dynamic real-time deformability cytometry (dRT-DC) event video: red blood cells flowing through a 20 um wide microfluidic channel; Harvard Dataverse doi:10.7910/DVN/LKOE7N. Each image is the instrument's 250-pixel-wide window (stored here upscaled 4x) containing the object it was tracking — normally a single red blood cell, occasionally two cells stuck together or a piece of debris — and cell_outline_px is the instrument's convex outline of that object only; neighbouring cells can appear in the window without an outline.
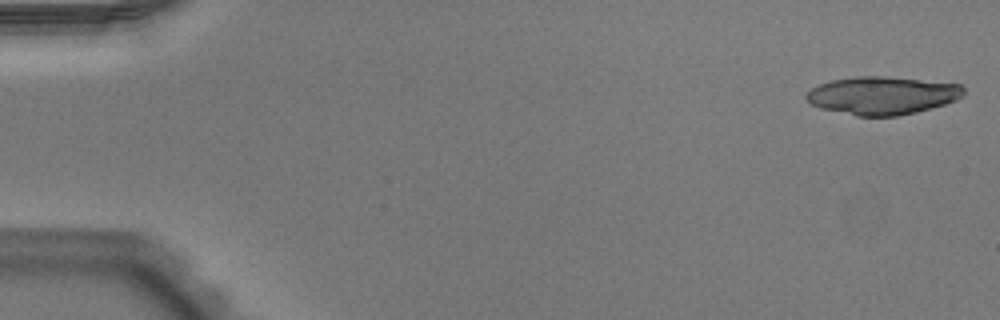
{"species": "Egyptian fruit bat (a non-hibernating species)", "species_latin": "Rousettus aegyptiacus", "temperature_condition": "warm", "stored_images_in_passage": 12, "camera_frame_rate_fps": 3000, "um_per_image_px": 0.085, "animal": {"sex": "male"}, "frame": {"image": 1, "passage_image": 1, "time_ms": 0.0, "image_size_px": [1000, 320], "cell_outline_px": [[964, 96], [956, 100], [944, 104], [916, 112], [896, 116], [856, 116], [820, 108], [812, 104], [804, 96], [812, 88], [820, 84], [832, 80], [856, 76], [880, 76], [960, 84], [964, 88]], "centroid_in_image_um": [74.99, 8.12], "position_along_channel_um": 10.0, "area_um2": 34.56}}